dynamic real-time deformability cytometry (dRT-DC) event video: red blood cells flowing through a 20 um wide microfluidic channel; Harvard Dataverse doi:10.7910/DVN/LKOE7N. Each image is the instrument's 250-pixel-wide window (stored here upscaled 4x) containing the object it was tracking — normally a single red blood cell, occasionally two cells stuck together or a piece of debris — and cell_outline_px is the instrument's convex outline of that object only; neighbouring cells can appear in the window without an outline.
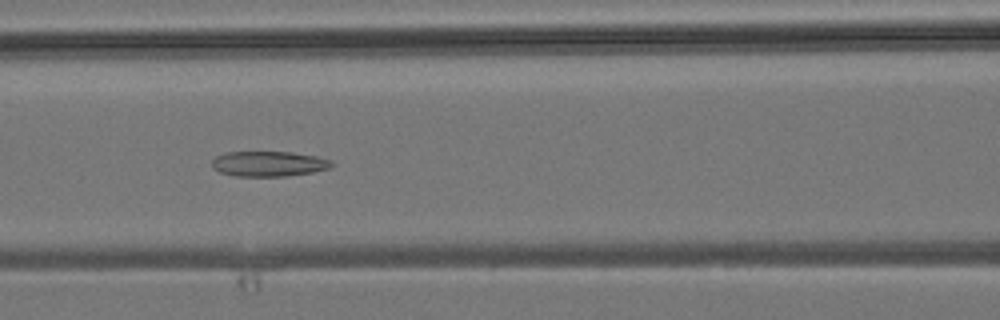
{"species": "common noctule bat (a hibernating species)", "species_latin": "Nyctalus noctula", "temperature_condition": "room temperature", "stored_images_in_passage": 6, "camera_frame_rate_fps": 3000, "um_per_image_px": 0.085, "animal": {"sex": "male", "body_mass_g": 19.2, "forearm_length_mm": 51.8}, "frame": {"image": 1, "passage_image": 5, "time_ms": 4.333, "image_size_px": [1000, 320], "cell_outline_px": [[332, 164], [328, 168], [312, 172], [288, 176], [236, 176], [220, 172], [212, 168], [212, 160], [216, 156], [228, 152], [292, 152], [316, 156], [332, 160]], "centroid_in_image_um": [22.82, 13.92], "position_along_channel_um": 143.8, "area_um2": 17.51}}